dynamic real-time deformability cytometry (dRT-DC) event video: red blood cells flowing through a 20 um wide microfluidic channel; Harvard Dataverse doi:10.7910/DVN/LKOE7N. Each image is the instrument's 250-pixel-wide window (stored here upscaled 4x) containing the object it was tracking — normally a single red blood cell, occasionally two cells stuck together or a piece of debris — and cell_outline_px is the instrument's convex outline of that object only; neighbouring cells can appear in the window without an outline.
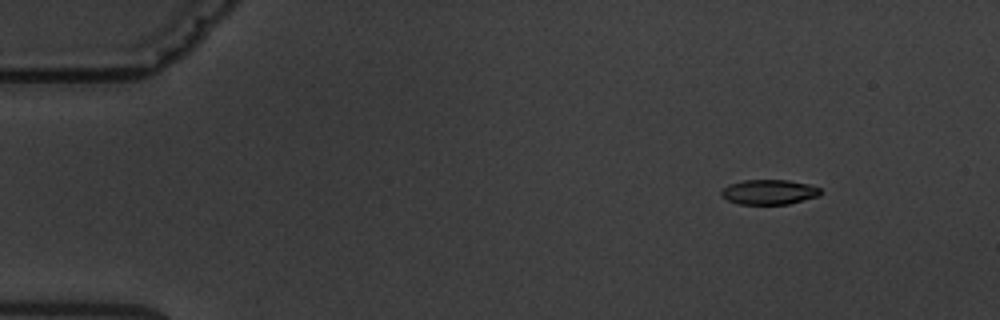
{"species": "common noctule bat (a hibernating species)", "species_latin": "Nyctalus noctula", "temperature_condition": "warm", "stored_images_in_passage": 5, "camera_frame_rate_fps": 3000, "um_per_image_px": 0.085, "animal": {"sex": "male", "body_mass_g": 19.5, "forearm_length_mm": 54.6}, "frame": {"image": 1, "passage_image": 1, "time_ms": 0.0, "image_size_px": [1000, 320], "cell_outline_px": [[820, 196], [788, 204], [740, 204], [728, 200], [720, 196], [720, 192], [728, 184], [744, 180], [788, 180], [808, 184], [820, 188]], "centroid_in_image_um": [65.36, 16.32], "position_along_channel_um": 19.6, "area_um2": 14.39}}
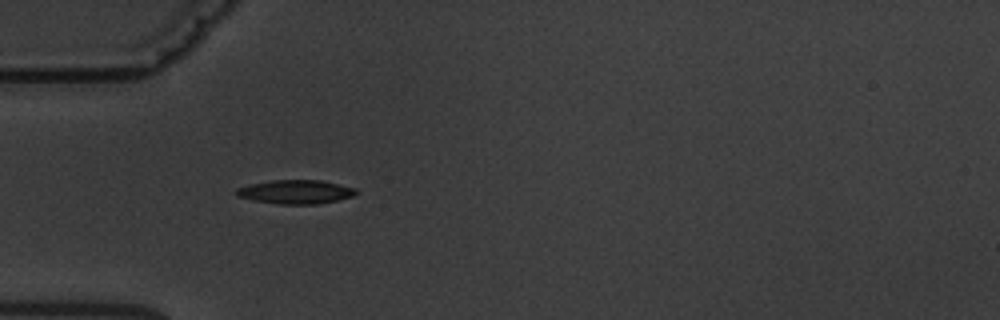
{"frame": {"image": 2, "passage_image": 4, "time_ms": 3.667, "image_size_px": [1000, 320], "cell_outline_px": [[356, 192], [352, 196], [336, 200], [316, 204], [280, 204], [252, 200], [236, 196], [236, 188], [248, 184], [272, 180], [320, 180], [356, 188]], "centroid_in_image_um": [25.07, 16.3], "position_along_channel_um": 59.9, "area_um2": 16.53}}
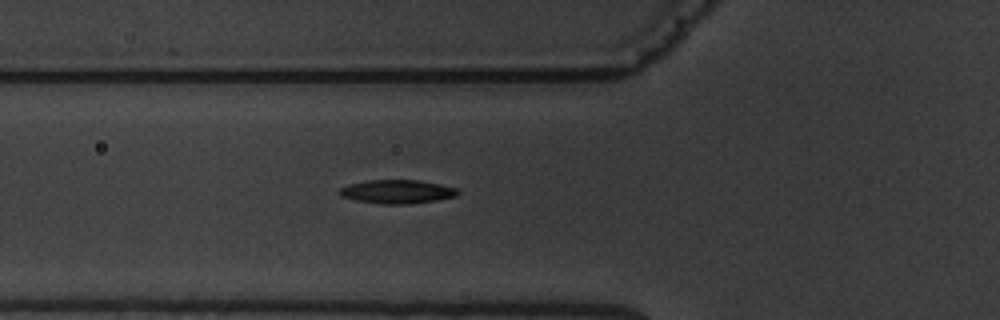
{"frame": {"image": 3, "passage_image": 5, "time_ms": 4.667, "image_size_px": [1000, 320], "cell_outline_px": [[460, 192], [456, 196], [436, 200], [408, 204], [380, 204], [356, 200], [340, 196], [340, 188], [348, 184], [368, 180], [420, 180], [460, 188]], "centroid_in_image_um": [33.79, 16.28], "position_along_channel_um": 92.0, "area_um2": 16.42}}